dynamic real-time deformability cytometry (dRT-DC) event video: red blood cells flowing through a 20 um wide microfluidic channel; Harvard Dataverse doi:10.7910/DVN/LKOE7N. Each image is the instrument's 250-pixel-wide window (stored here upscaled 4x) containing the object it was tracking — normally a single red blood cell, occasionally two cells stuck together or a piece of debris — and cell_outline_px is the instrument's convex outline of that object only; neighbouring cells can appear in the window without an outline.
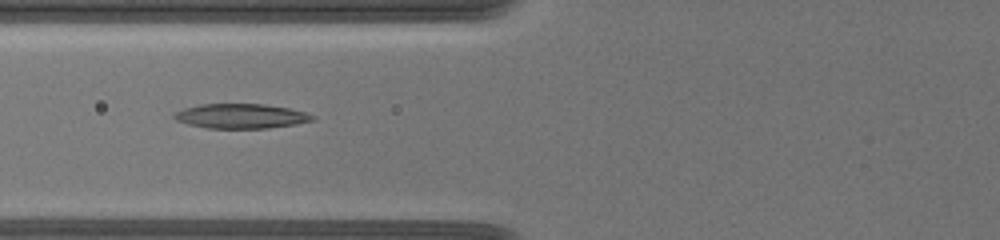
{"species": "common noctule bat (a hibernating species)", "species_latin": "Nyctalus noctula", "temperature_condition": "warm", "stored_images_in_passage": 25, "camera_frame_rate_fps": 3000, "um_per_image_px": 0.085, "animal": {"sex": "female", "body_mass_g": 19.5, "forearm_length_mm": 54.1}, "frame": {"image": 1, "passage_image": 9, "time_ms": 3.333, "image_size_px": [1000, 240], "cell_outline_px": [[316, 120], [296, 124], [268, 128], [208, 128], [188, 124], [176, 120], [172, 116], [176, 112], [184, 108], [200, 104], [264, 104], [288, 108], [304, 112], [316, 116]], "centroid_in_image_um": [20.5, 9.87], "position_along_channel_um": 105.3, "area_um2": 19.83}}
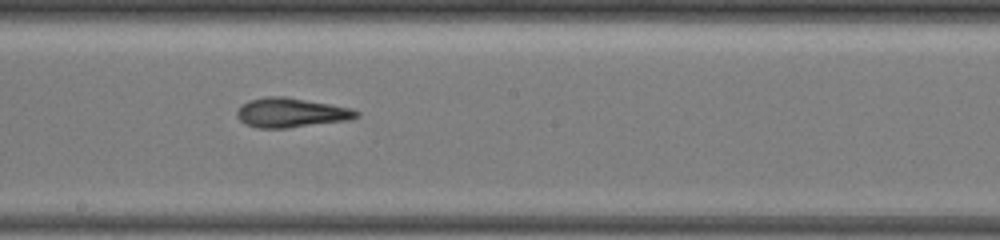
{"frame": {"image": 2, "passage_image": 17, "time_ms": 6.667, "image_size_px": [1000, 240], "cell_outline_px": [[360, 116], [348, 120], [288, 128], [256, 128], [244, 124], [236, 116], [236, 112], [248, 100], [268, 96], [284, 96], [352, 108], [360, 112]], "centroid_in_image_um": [24.74, 9.58], "position_along_channel_um": 223.5, "area_um2": 20.52}}
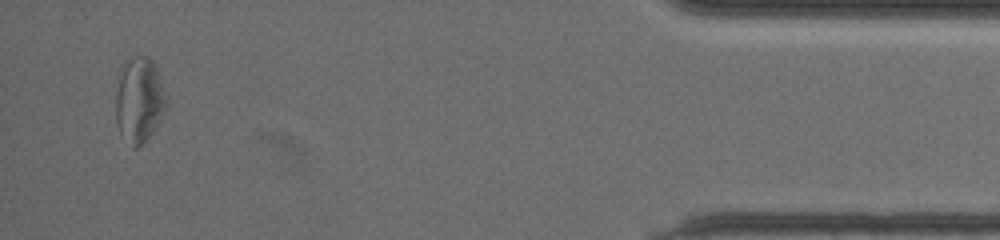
{"frame": {"image": 3, "passage_image": 25, "time_ms": 14.0, "image_size_px": [1000, 240], "cell_outline_px": [[168, 104], [156, 128], [136, 148], [132, 148], [120, 136], [116, 124], [116, 92], [120, 76], [124, 64], [128, 60], [136, 56], [148, 56], [152, 60], [156, 68], [168, 96]], "centroid_in_image_um": [11.85, 8.53], "position_along_channel_um": 423.3, "area_um2": 25.26}, "authors_computed_cell_mechanics": {"area_um2": 20.808, "velocity_mm_per_s": 3.5373, "shape_relaxation_time_tau1_ms": 5.4855, "shape_relaxation_time_tau2_ms": 3.3708, "deformation_change_tau1": 0.1738, "deformation_change_tau2": 0.1515}}